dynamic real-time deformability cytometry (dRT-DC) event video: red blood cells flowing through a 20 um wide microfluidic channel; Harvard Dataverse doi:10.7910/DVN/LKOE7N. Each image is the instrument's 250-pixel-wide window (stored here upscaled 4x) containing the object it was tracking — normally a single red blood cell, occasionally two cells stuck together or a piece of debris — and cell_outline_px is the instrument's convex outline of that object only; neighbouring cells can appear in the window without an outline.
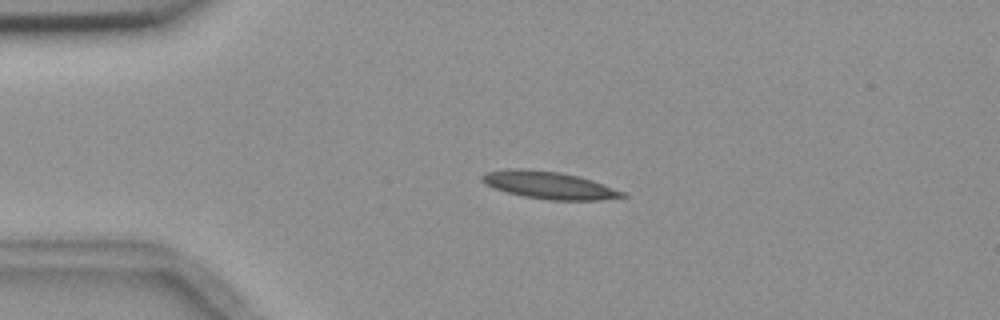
{"species": "common noctule bat (a hibernating species)", "species_latin": "Nyctalus noctula", "temperature_condition": "room temperature", "stored_images_in_passage": 3, "camera_frame_rate_fps": 3000, "um_per_image_px": 0.085, "animal": {"sex": "female", "body_mass_g": 18.4}, "frame": {"image": 1, "passage_image": 3, "time_ms": 2.667, "image_size_px": [1000, 320], "cell_outline_px": [[628, 196], [600, 200], [548, 200], [524, 196], [508, 192], [496, 188], [480, 180], [480, 176], [488, 172], [508, 168], [520, 168], [560, 172], [592, 180], [624, 192]], "centroid_in_image_um": [46.67, 15.74], "position_along_channel_um": 38.3, "area_um2": 22.08}}